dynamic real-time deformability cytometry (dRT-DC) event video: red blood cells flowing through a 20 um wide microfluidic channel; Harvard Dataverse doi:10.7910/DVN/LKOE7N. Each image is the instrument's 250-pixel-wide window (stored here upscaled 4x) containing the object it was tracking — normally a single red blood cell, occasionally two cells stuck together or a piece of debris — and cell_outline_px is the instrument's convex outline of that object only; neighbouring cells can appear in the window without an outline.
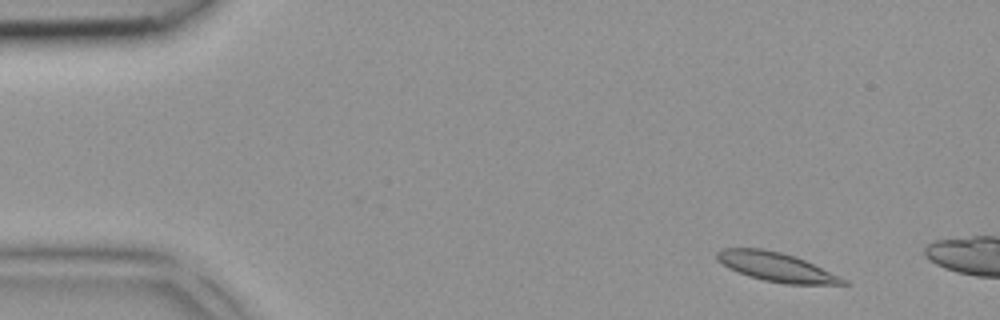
{"species": "common noctule bat (a hibernating species)", "species_latin": "Nyctalus noctula", "temperature_condition": "room temperature", "stored_images_in_passage": 2, "camera_frame_rate_fps": 3000, "um_per_image_px": 0.085, "animal": {"sex": "female", "body_mass_g": 18.4}, "frame": {"image": 1, "passage_image": 1, "time_ms": 0.0, "image_size_px": [1000, 320], "cell_outline_px": [[848, 284], [784, 284], [764, 280], [748, 276], [728, 268], [716, 260], [716, 252], [724, 248], [760, 248], [780, 252], [796, 256], [840, 276], [848, 280]], "centroid_in_image_um": [65.96, 22.69], "position_along_channel_um": 19.0, "area_um2": 21.33}}